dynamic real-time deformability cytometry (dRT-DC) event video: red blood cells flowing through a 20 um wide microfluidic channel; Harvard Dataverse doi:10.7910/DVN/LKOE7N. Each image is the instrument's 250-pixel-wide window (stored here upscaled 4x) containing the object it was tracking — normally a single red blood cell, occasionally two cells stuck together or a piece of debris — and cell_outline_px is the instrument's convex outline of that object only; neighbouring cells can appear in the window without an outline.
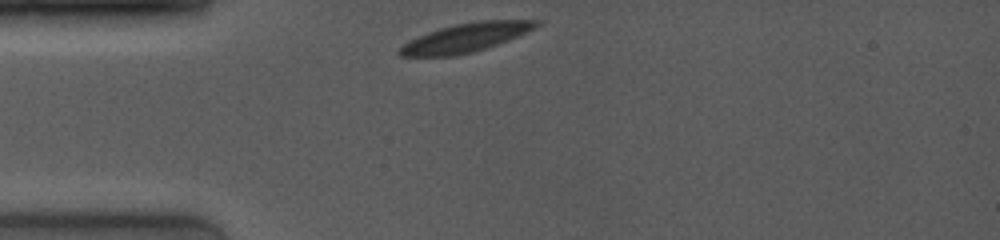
{"species": "common noctule bat (a hibernating species)", "species_latin": "Nyctalus noctula", "temperature_condition": "room temperature", "stored_images_in_passage": 9, "camera_frame_rate_fps": 4000, "um_per_image_px": 0.085, "animal": {"sex": "female", "body_mass_g": 19.0, "forearm_length_mm": 53.3}, "frame": {"image": 1, "passage_image": 1, "time_ms": 0.0, "image_size_px": [1000, 240], "cell_outline_px": [[544, 24], [528, 32], [508, 40], [472, 52], [452, 56], [400, 56], [396, 52], [404, 44], [428, 32], [440, 28], [456, 24], [480, 20], [544, 20]], "centroid_in_image_um": [39.67, 3.18], "position_along_channel_um": 45.3, "area_um2": 22.77}}